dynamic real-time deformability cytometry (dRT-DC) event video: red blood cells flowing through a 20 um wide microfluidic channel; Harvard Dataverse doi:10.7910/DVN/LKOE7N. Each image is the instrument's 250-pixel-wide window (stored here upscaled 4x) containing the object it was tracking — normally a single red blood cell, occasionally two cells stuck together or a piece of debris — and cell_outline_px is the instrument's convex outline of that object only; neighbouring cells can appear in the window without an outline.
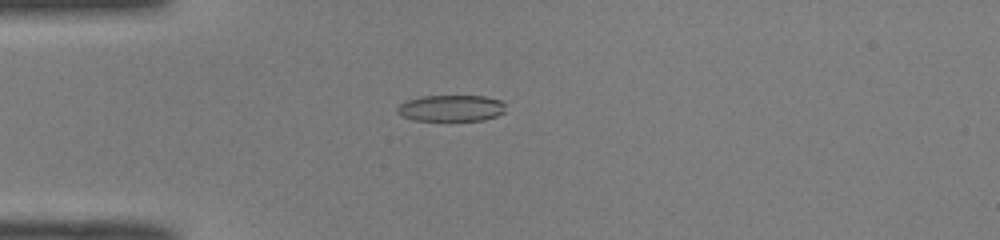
{"species": "common noctule bat (a hibernating species)", "species_latin": "Nyctalus noctula", "temperature_condition": "room temperature", "stored_images_in_passage": 39, "camera_frame_rate_fps": 3000, "um_per_image_px": 0.085, "animal": {"sex": "male", "body_mass_g": 19.0, "forearm_length_mm": 50.8}, "frame": {"image": 1, "passage_image": 3, "time_ms": 0.667, "image_size_px": [1000, 240], "cell_outline_px": [[504, 112], [496, 116], [484, 120], [412, 120], [396, 112], [396, 108], [404, 100], [420, 96], [484, 96], [504, 100]], "centroid_in_image_um": [38.34, 9.18], "position_along_channel_um": 46.7, "area_um2": 16.76}}
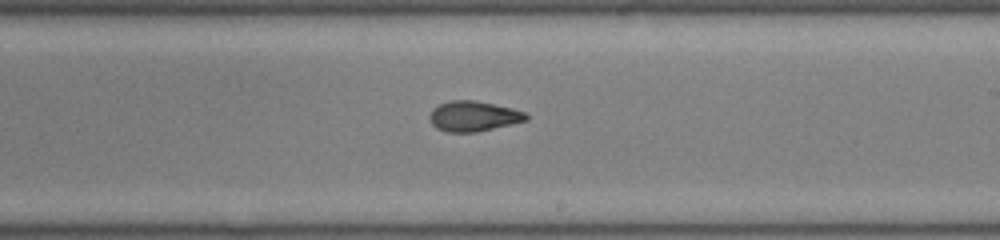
{"frame": {"image": 2, "passage_image": 19, "time_ms": 6.0, "image_size_px": [1000, 240], "cell_outline_px": [[528, 120], [512, 124], [476, 132], [444, 132], [436, 128], [432, 124], [428, 116], [432, 108], [440, 104], [452, 100], [472, 100], [512, 108], [524, 112], [528, 116]], "centroid_in_image_um": [40.21, 9.89], "position_along_channel_um": 248.8, "area_um2": 16.99}}
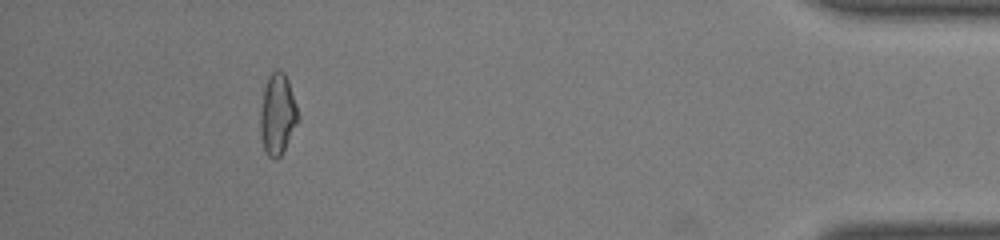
{"frame": {"image": 3, "passage_image": 35, "time_ms": 11.333, "image_size_px": [1000, 240], "cell_outline_px": [[300, 120], [280, 156], [276, 160], [272, 160], [268, 156], [264, 148], [260, 132], [260, 112], [264, 88], [268, 76], [276, 68], [280, 68], [284, 72], [288, 80], [300, 116]], "centroid_in_image_um": [23.6, 9.7], "position_along_channel_um": 411.6, "area_um2": 18.03}, "authors_computed_cell_mechanics": {"area_um2": 17.34, "velocity_mm_per_s": 4.114, "shape_relaxation_time_tau1_ms": null, "shape_relaxation_time_tau2_ms": 1.9382, "deformation_change_tau1": null, "deformation_change_tau2": 0.0775}}